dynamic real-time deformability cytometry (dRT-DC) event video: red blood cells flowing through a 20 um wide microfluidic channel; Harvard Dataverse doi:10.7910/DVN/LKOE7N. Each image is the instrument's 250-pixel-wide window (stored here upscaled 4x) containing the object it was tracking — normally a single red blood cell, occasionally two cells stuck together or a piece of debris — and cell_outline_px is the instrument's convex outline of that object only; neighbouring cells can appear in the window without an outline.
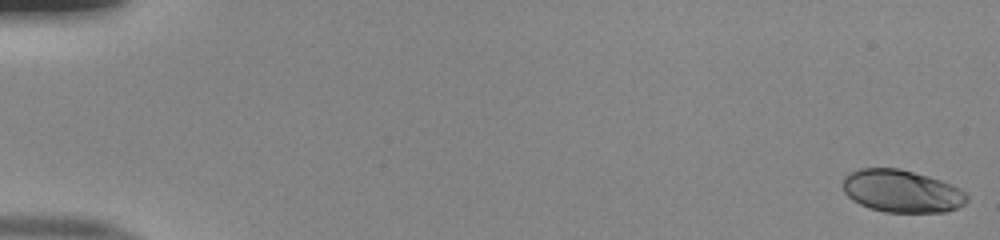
{"species": "human", "species_latin": "Homo sapiens", "temperature_condition": "room temperature", "stored_images_in_passage": 52, "camera_frame_rate_fps": 3000, "um_per_image_px": 0.085, "donor": {"sex": "male"}, "frame": {"image": 1, "passage_image": 1, "time_ms": 0.0, "image_size_px": [1000, 240], "cell_outline_px": [[968, 200], [964, 204], [956, 208], [944, 212], [884, 212], [868, 208], [852, 200], [844, 192], [844, 176], [848, 172], [860, 168], [900, 168], [928, 176], [952, 184], [960, 188], [968, 196]], "centroid_in_image_um": [76.64, 16.24], "position_along_channel_um": 8.4, "area_um2": 30.87}}
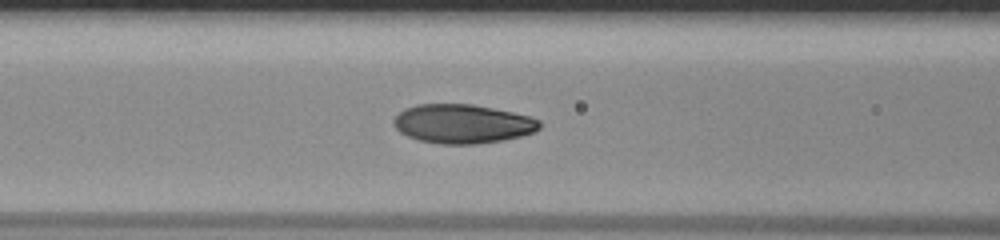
{"frame": {"image": 2, "passage_image": 23, "time_ms": 7.333, "image_size_px": [1000, 240], "cell_outline_px": [[544, 124], [536, 132], [520, 136], [500, 140], [476, 144], [440, 144], [420, 140], [408, 136], [400, 132], [396, 128], [392, 120], [404, 108], [416, 104], [472, 104], [512, 112], [528, 116], [540, 120]], "centroid_in_image_um": [39.33, 10.52], "position_along_channel_um": 127.3, "area_um2": 33.18}}
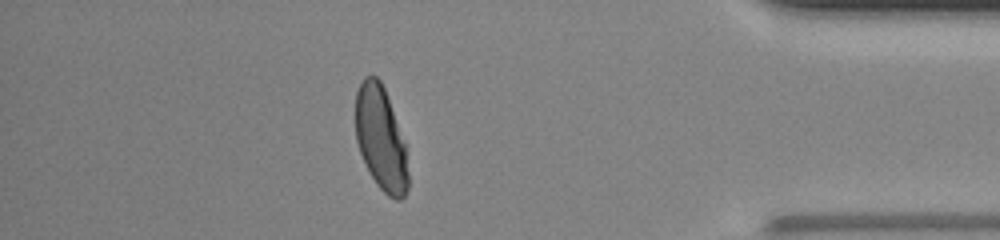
{"frame": {"image": 3, "passage_image": 46, "time_ms": 15.0, "image_size_px": [1000, 240], "cell_outline_px": [[408, 188], [404, 196], [400, 200], [396, 200], [388, 196], [376, 184], [360, 152], [356, 140], [356, 92], [364, 76], [376, 76], [380, 80], [384, 88], [404, 144], [408, 172]], "centroid_in_image_um": [32.36, 11.79], "position_along_channel_um": 402.8, "area_um2": 31.15}, "authors_computed_cell_mechanics": {"area_um2": 32.5992, "velocity_mm_per_s": 4.0264, "shape_relaxation_time_tau1_ms": 3.9797, "shape_relaxation_time_tau2_ms": null, "deformation_change_tau1": 0.1852, "deformation_change_tau2": null}}